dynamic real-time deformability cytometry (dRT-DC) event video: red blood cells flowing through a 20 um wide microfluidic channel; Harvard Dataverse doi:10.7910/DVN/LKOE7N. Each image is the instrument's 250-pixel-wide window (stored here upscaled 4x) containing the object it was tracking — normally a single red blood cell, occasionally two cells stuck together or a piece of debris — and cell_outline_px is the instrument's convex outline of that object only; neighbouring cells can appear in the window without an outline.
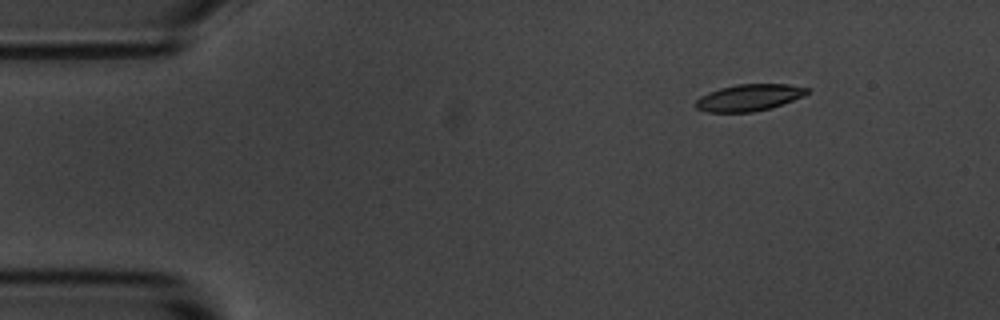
{"species": "common noctule bat (a hibernating species)", "species_latin": "Nyctalus noctula", "temperature_condition": "room temperature", "stored_images_in_passage": 5, "camera_frame_rate_fps": 3000, "um_per_image_px": 0.085, "animal": {"sex": "male", "body_mass_g": 20.1, "forearm_length_mm": 53.5}, "frame": {"image": 1, "passage_image": 2, "time_ms": 1.0, "image_size_px": [1000, 320], "cell_outline_px": [[812, 88], [804, 96], [772, 108], [752, 112], [704, 112], [696, 108], [696, 100], [700, 96], [708, 92], [720, 88], [736, 84], [788, 84]], "centroid_in_image_um": [63.69, 8.29], "position_along_channel_um": 21.3, "area_um2": 17.51}}
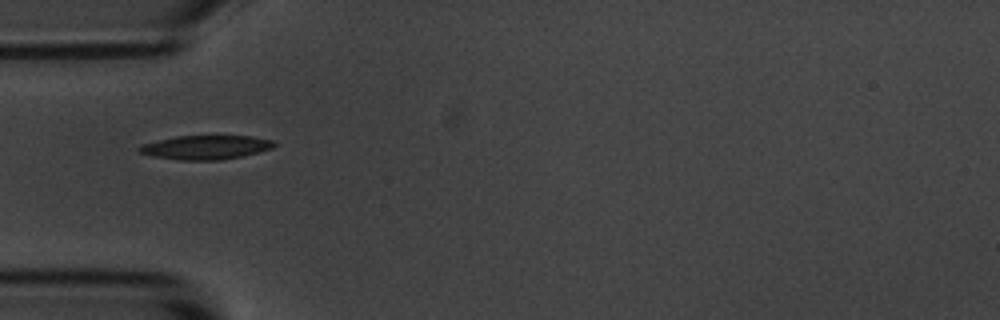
{"frame": {"image": 2, "passage_image": 5, "time_ms": 4.333, "image_size_px": [1000, 320], "cell_outline_px": [[276, 144], [272, 148], [240, 156], [220, 160], [180, 160], [152, 156], [140, 152], [136, 148], [140, 144], [156, 140], [176, 136], [252, 136], [272, 140]], "centroid_in_image_um": [17.42, 12.52], "position_along_channel_um": 67.6, "area_um2": 18.79}}